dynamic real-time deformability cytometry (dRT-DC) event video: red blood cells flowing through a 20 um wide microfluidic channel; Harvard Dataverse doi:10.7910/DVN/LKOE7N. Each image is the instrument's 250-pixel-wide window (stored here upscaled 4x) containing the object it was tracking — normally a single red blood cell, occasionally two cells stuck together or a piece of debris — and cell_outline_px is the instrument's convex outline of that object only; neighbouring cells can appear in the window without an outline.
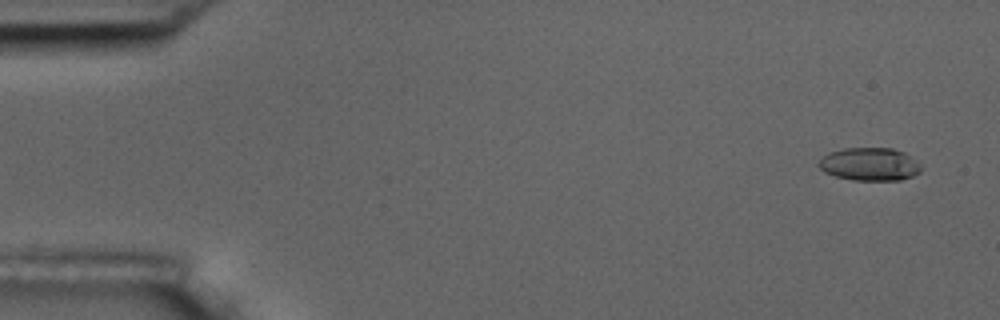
{"species": "common noctule bat (a hibernating species)", "species_latin": "Nyctalus noctula", "temperature_condition": "room temperature", "stored_images_in_passage": 5, "camera_frame_rate_fps": 3000, "um_per_image_px": 0.085, "animal": {"sex": "male", "body_mass_g": 17.5, "forearm_length_mm": 52.3}, "frame": {"image": 1, "passage_image": 1, "time_ms": 0.0, "image_size_px": [1000, 320], "cell_outline_px": [[920, 172], [912, 176], [900, 180], [852, 180], [836, 176], [824, 172], [816, 164], [828, 152], [844, 148], [892, 148], [904, 152], [920, 164]], "centroid_in_image_um": [73.9, 13.95], "position_along_channel_um": 11.1, "area_um2": 19.65}}
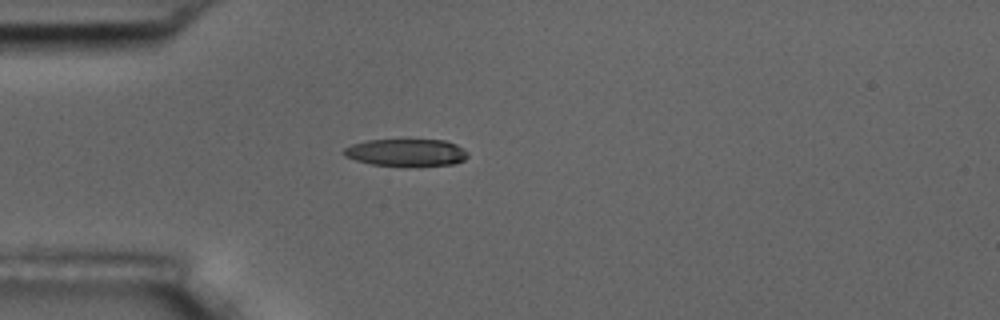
{"frame": {"image": 2, "passage_image": 5, "time_ms": 4.333, "image_size_px": [1000, 320], "cell_outline_px": [[468, 156], [464, 160], [452, 164], [404, 168], [372, 164], [356, 160], [344, 156], [340, 152], [344, 148], [352, 144], [368, 140], [444, 140], [456, 144], [464, 148], [468, 152]], "centroid_in_image_um": [34.53, 12.99], "position_along_channel_um": 50.5, "area_um2": 20.29}}